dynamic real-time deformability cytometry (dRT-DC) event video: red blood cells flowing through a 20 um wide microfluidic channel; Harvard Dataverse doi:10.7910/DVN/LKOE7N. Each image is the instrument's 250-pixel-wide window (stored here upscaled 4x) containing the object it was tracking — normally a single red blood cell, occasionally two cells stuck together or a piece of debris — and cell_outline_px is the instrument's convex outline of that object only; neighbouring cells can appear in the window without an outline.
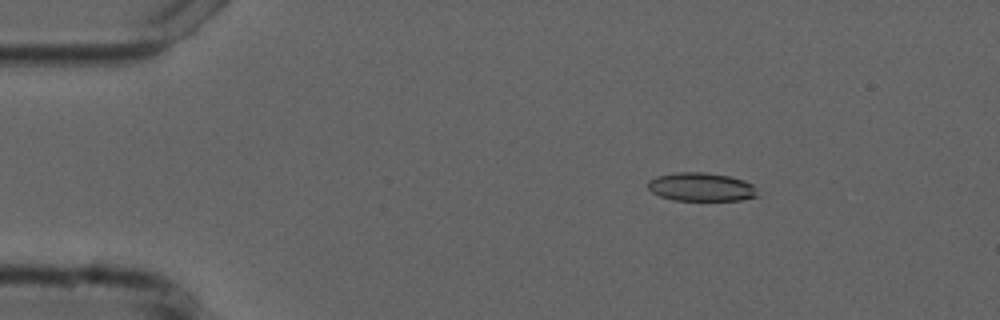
{"species": "common noctule bat (a hibernating species)", "species_latin": "Nyctalus noctula", "temperature_condition": "cold", "stored_images_in_passage": 3, "camera_frame_rate_fps": 3000, "um_per_image_px": 0.085, "animal": {"sex": "male", "forearm_length_mm": 52.5}, "frame": {"image": 1, "passage_image": 1, "time_ms": 0.0, "image_size_px": [1000, 320], "cell_outline_px": [[756, 196], [740, 200], [672, 200], [660, 196], [652, 192], [648, 188], [648, 180], [656, 176], [676, 172], [704, 172], [728, 176], [744, 180], [752, 184], [756, 192]], "centroid_in_image_um": [59.55, 15.88], "position_along_channel_um": 25.5, "area_um2": 18.09}}